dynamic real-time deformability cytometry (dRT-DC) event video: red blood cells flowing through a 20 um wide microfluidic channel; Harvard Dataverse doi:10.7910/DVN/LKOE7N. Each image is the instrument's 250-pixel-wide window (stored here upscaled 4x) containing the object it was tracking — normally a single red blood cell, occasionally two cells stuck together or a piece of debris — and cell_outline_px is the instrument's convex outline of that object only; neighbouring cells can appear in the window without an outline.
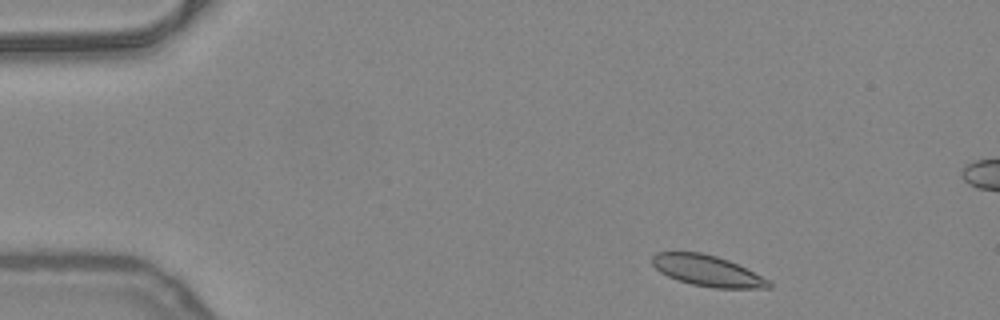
{"species": "common noctule bat (a hibernating species)", "species_latin": "Nyctalus noctula", "temperature_condition": "warm", "stored_images_in_passage": 48, "camera_frame_rate_fps": 3000, "um_per_image_px": 0.085, "animal": {"sex": "female", "body_mass_g": 24.6, "forearm_length_mm": 56.2}, "frame": {"image": 1, "passage_image": 3, "time_ms": 0.667, "image_size_px": [1000, 320], "cell_outline_px": [[772, 288], [712, 288], [692, 284], [676, 280], [660, 272], [652, 264], [652, 256], [656, 252], [700, 252], [716, 256], [728, 260], [768, 280], [772, 284]], "centroid_in_image_um": [60.08, 23.02], "position_along_channel_um": 24.9, "area_um2": 20.81}}
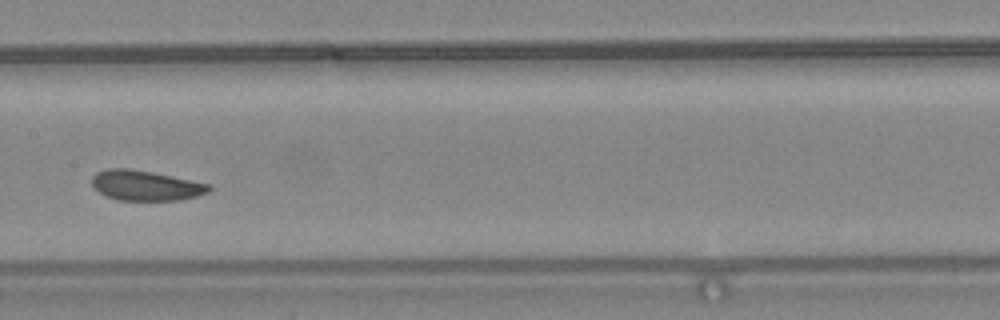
{"frame": {"image": 2, "passage_image": 22, "time_ms": 7.0, "image_size_px": [1000, 320], "cell_outline_px": [[212, 188], [208, 192], [196, 196], [180, 200], [116, 200], [100, 192], [92, 184], [92, 176], [96, 172], [108, 168], [128, 168], [152, 172], [208, 184]], "centroid_in_image_um": [12.35, 15.76], "position_along_channel_um": 195.0, "area_um2": 20.29}}
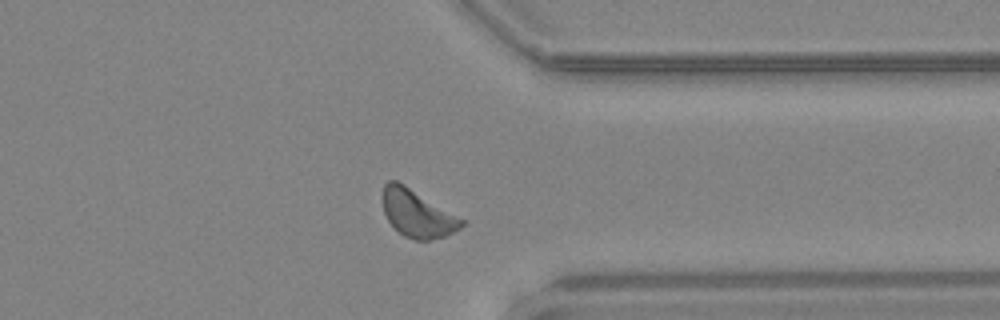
{"frame": {"image": 3, "passage_image": 36, "time_ms": 11.667, "image_size_px": [1000, 320], "cell_outline_px": [[464, 224], [460, 228], [444, 236], [428, 240], [416, 240], [404, 236], [388, 220], [384, 212], [380, 196], [384, 184], [388, 180], [396, 180], [404, 184], [464, 220]], "centroid_in_image_um": [35.41, 18.12], "position_along_channel_um": 376.0, "area_um2": 21.56}, "authors_computed_cell_mechanics": {"area_um2": 20.9236, "velocity_mm_per_s": 3.9738, "shape_relaxation_time_tau1_ms": 4.1674, "shape_relaxation_time_tau2_ms": 3.3251, "deformation_change_tau1": 0.0829, "deformation_change_tau2": 0.0869}}